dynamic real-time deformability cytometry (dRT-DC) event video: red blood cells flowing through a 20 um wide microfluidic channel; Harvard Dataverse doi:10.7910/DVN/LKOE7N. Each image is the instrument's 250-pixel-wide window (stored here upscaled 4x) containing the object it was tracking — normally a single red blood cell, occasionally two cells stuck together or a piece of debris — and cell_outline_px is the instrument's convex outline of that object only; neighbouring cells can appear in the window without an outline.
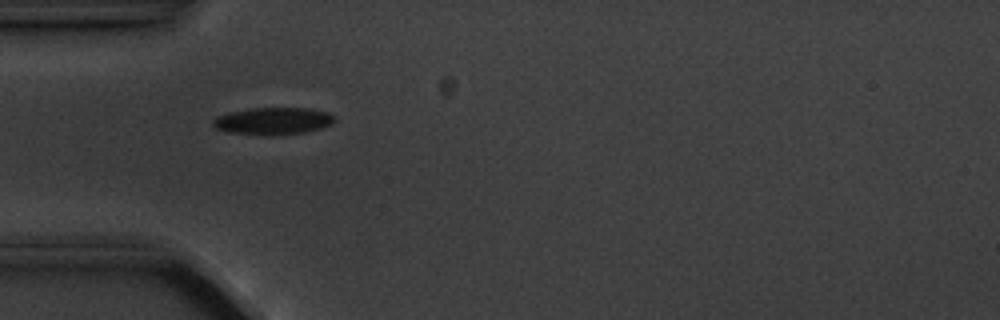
{"species": "common noctule bat (a hibernating species)", "species_latin": "Nyctalus noctula", "temperature_condition": "cold", "stored_images_in_passage": 3, "camera_frame_rate_fps": 3000, "um_per_image_px": 0.085, "animal": {"sex": "male", "body_mass_g": 20.1, "forearm_length_mm": 53.5}, "frame": {"image": 1, "passage_image": 1, "time_ms": 0.0, "image_size_px": [1000, 320], "cell_outline_px": [[336, 120], [332, 124], [320, 128], [304, 132], [272, 136], [228, 132], [216, 128], [212, 124], [212, 120], [216, 116], [232, 112], [252, 108], [312, 108], [328, 112]], "centroid_in_image_um": [23.22, 10.29], "position_along_channel_um": 61.8, "area_um2": 19.25}}